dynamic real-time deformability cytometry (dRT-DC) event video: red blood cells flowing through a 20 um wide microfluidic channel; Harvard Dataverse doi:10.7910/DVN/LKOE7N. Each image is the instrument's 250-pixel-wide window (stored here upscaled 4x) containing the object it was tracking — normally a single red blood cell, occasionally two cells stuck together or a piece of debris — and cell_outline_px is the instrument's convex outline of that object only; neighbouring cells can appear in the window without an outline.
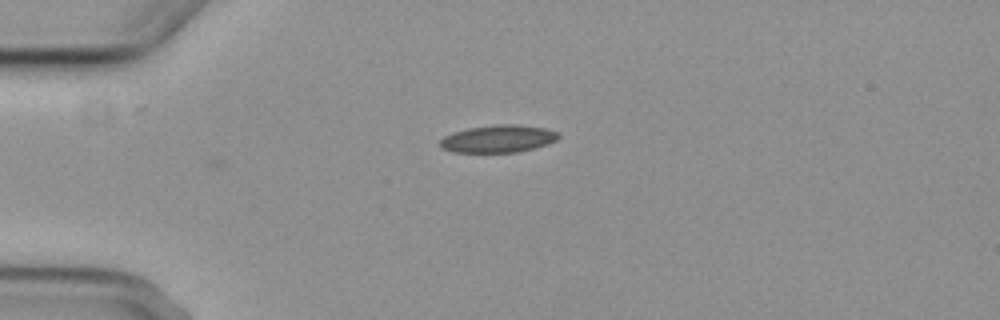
{"species": "common noctule bat (a hibernating species)", "species_latin": "Nyctalus noctula", "temperature_condition": "cold", "stored_images_in_passage": 3, "camera_frame_rate_fps": 3000, "um_per_image_px": 0.085, "animal": {"sex": "female", "body_mass_g": 29.2, "forearm_length_mm": 56.3}, "frame": {"image": 1, "passage_image": 3, "time_ms": 3.0, "image_size_px": [1000, 320], "cell_outline_px": [[560, 136], [556, 140], [548, 144], [516, 152], [452, 152], [440, 148], [440, 140], [444, 136], [452, 132], [468, 128], [496, 124], [516, 124], [544, 128], [560, 132]], "centroid_in_image_um": [42.33, 11.79], "position_along_channel_um": 42.7, "area_um2": 19.02}}